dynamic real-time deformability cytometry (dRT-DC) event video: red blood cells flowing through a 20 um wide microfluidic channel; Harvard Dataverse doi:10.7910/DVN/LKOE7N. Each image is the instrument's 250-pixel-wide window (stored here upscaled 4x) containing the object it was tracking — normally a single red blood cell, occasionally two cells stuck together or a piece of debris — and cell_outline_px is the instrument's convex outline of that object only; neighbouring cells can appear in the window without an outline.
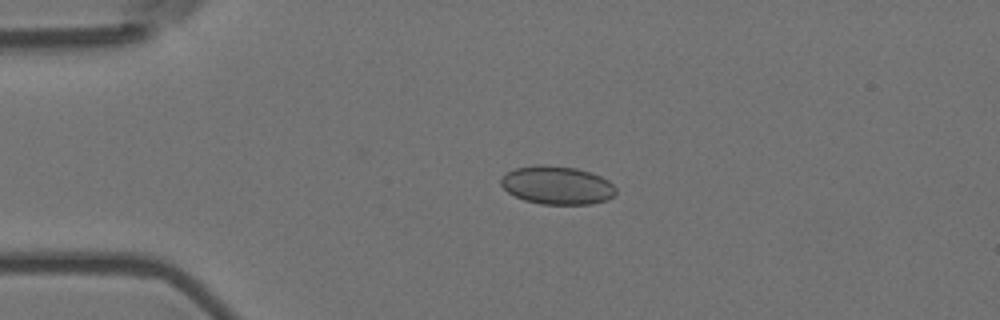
{"species": "Egyptian fruit bat (a non-hibernating species)", "species_latin": "Rousettus aegyptiacus", "temperature_condition": "room temperature", "stored_images_in_passage": 4, "camera_frame_rate_fps": 3000, "um_per_image_px": 0.085, "animal": {"sex": "female"}, "frame": {"image": 1, "passage_image": 3, "time_ms": 0.667, "image_size_px": [1000, 320], "cell_outline_px": [[616, 192], [608, 200], [592, 204], [540, 204], [524, 200], [508, 192], [500, 184], [500, 176], [516, 168], [540, 164], [548, 164], [576, 168], [600, 176], [608, 180], [616, 188]], "centroid_in_image_um": [47.34, 15.74], "position_along_channel_um": 37.7, "area_um2": 25.72}}